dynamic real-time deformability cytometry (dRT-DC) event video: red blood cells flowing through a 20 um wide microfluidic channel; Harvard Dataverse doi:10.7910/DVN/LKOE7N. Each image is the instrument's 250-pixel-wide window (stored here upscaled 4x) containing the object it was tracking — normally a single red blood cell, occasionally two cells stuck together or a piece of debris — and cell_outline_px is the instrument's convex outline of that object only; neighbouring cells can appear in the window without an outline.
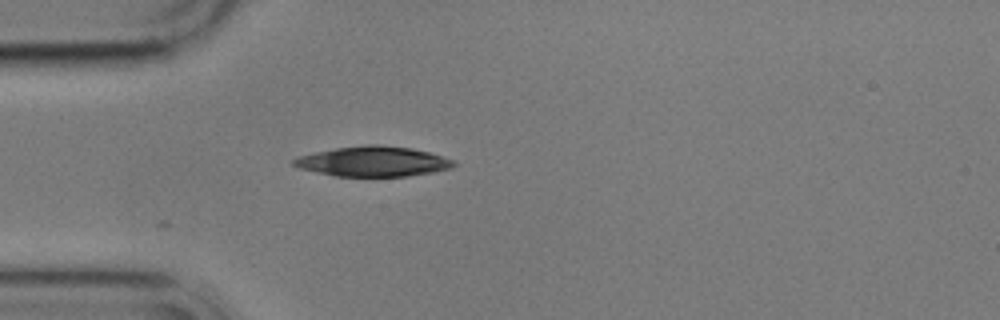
{"species": "common noctule bat (a hibernating species)", "species_latin": "Nyctalus noctula", "temperature_condition": "cold", "stored_images_in_passage": 41, "camera_frame_rate_fps": 3000, "um_per_image_px": 0.085, "animal": {"sex": "male", "body_mass_g": 17.9}, "frame": {"image": 1, "passage_image": 1, "time_ms": 0.0, "image_size_px": [1000, 320], "cell_outline_px": [[456, 164], [452, 168], [432, 172], [408, 176], [336, 176], [316, 172], [300, 168], [292, 164], [292, 160], [300, 156], [316, 152], [336, 148], [368, 144], [376, 144], [412, 148], [428, 152], [456, 160]], "centroid_in_image_um": [31.75, 13.72], "position_along_channel_um": 53.3, "area_um2": 27.92}}
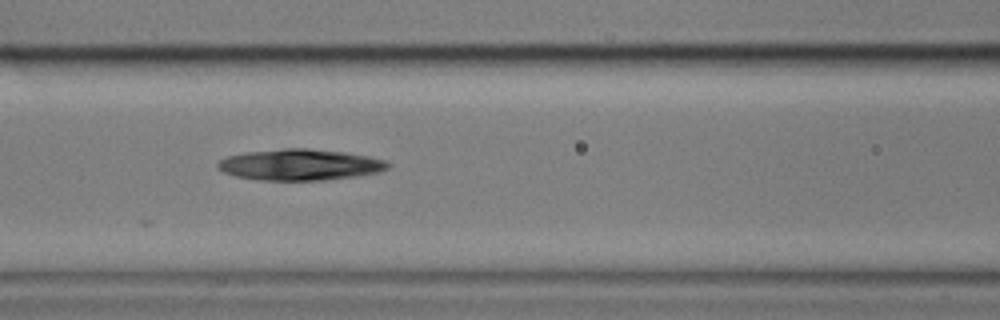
{"frame": {"image": 2, "passage_image": 9, "time_ms": 2.667, "image_size_px": [1000, 320], "cell_outline_px": [[392, 164], [388, 168], [380, 172], [360, 176], [324, 180], [260, 180], [236, 176], [224, 172], [216, 168], [216, 164], [220, 160], [228, 156], [244, 152], [284, 148], [308, 148], [344, 152], [368, 156], [388, 160]], "centroid_in_image_um": [25.54, 14.0], "position_along_channel_um": 141.1, "area_um2": 31.21}}
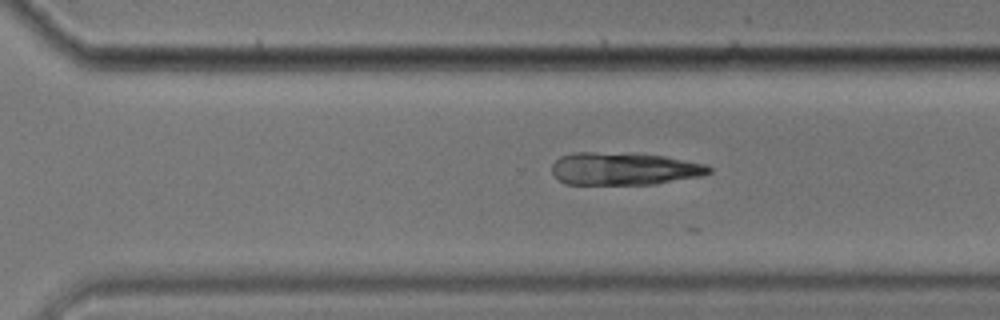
{"frame": {"image": 3, "passage_image": 24, "time_ms": 7.667, "image_size_px": [1000, 320], "cell_outline_px": [[712, 172], [704, 176], [656, 184], [568, 184], [560, 180], [552, 172], [552, 164], [560, 156], [572, 152], [592, 152], [664, 156], [708, 164], [712, 168]], "centroid_in_image_um": [53.1, 14.35], "position_along_channel_um": 317.5, "area_um2": 29.82}}